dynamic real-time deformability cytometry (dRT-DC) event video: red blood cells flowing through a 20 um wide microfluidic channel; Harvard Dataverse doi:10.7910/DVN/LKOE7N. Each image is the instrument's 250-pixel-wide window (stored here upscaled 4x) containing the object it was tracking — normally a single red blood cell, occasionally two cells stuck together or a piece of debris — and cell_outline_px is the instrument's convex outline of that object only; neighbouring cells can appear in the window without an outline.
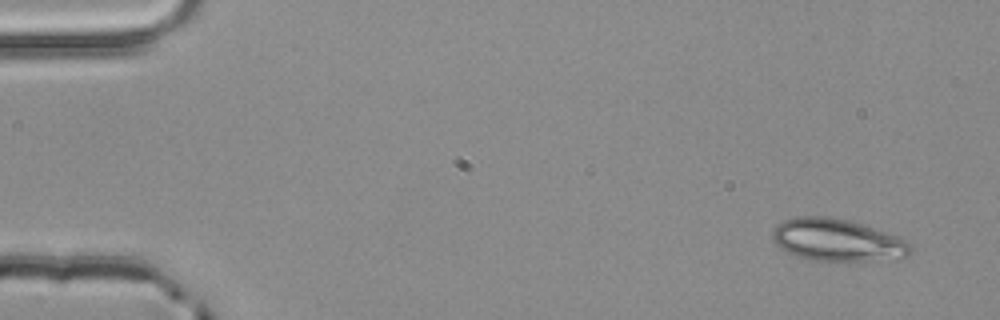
{"species": "common noctule bat (a hibernating species)", "species_latin": "Nyctalus noctula", "temperature_condition": "room temperature", "stored_images_in_passage": 22, "camera_frame_rate_fps": 3000, "um_per_image_px": 0.085, "animal": {"sex": "male", "body_mass_g": 20.4}, "frame": {"image": 1, "passage_image": 1, "time_ms": 0.0, "image_size_px": [1000, 320], "cell_outline_px": [[912, 252], [908, 256], [864, 260], [812, 260], [796, 256], [788, 252], [776, 244], [772, 240], [772, 232], [776, 224], [784, 220], [796, 216], [828, 216], [848, 220], [900, 236], [912, 244]], "centroid_in_image_um": [71.15, 20.38], "position_along_channel_um": 13.9, "area_um2": 33.81}}
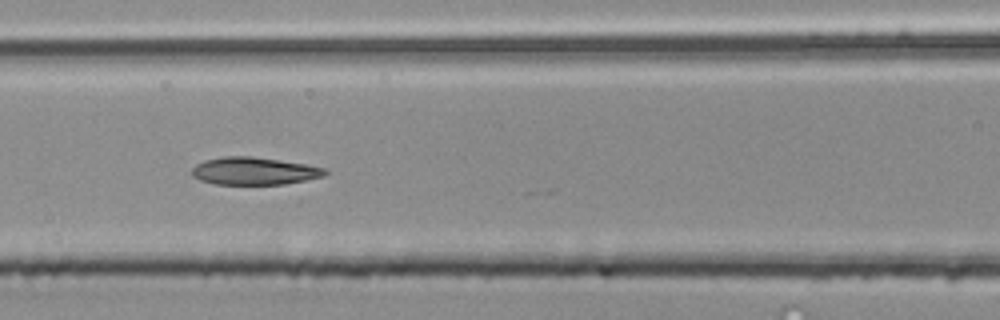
{"frame": {"image": 2, "passage_image": 21, "time_ms": 6.667, "image_size_px": [1000, 320], "cell_outline_px": [[328, 172], [324, 176], [284, 184], [212, 184], [200, 180], [192, 176], [192, 168], [196, 164], [204, 160], [224, 156], [248, 156], [280, 160], [304, 164], [324, 168]], "centroid_in_image_um": [21.56, 14.53], "position_along_channel_um": 145.0, "area_um2": 21.27}}